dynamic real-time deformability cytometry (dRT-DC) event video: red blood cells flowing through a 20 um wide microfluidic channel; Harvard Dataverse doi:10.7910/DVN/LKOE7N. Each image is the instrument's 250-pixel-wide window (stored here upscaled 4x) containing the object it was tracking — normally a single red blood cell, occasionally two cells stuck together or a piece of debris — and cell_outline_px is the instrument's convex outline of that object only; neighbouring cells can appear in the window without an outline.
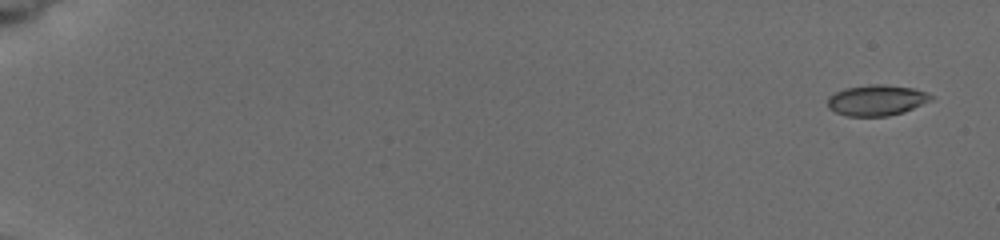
{"species": "common noctule bat (a hibernating species)", "species_latin": "Nyctalus noctula", "temperature_condition": "cold", "stored_images_in_passage": 13, "camera_frame_rate_fps": 3000, "um_per_image_px": 0.085, "animal": {"sex": "female", "body_mass_g": 19.5, "forearm_length_mm": 54.1}, "frame": {"image": 1, "passage_image": 1, "time_ms": 0.0, "image_size_px": [1000, 240], "cell_outline_px": [[936, 100], [904, 112], [888, 116], [848, 116], [836, 112], [828, 108], [828, 96], [844, 88], [872, 84], [884, 84], [912, 88], [928, 92], [936, 96]], "centroid_in_image_um": [74.6, 8.52], "position_along_channel_um": 10.4, "area_um2": 18.9}}
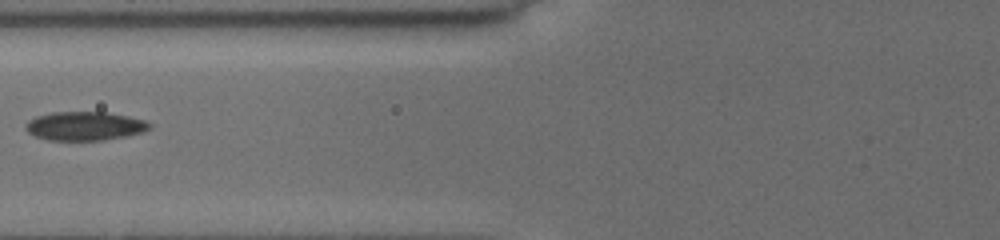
{"frame": {"image": 2, "passage_image": 10, "time_ms": 7.667, "image_size_px": [1000, 240], "cell_outline_px": [[152, 124], [148, 128], [140, 132], [124, 136], [104, 140], [48, 140], [36, 136], [28, 132], [24, 128], [24, 124], [28, 120], [36, 116], [52, 112], [104, 112], [128, 116], [144, 120]], "centroid_in_image_um": [7.14, 10.7], "position_along_channel_um": 118.7, "area_um2": 20.63}}
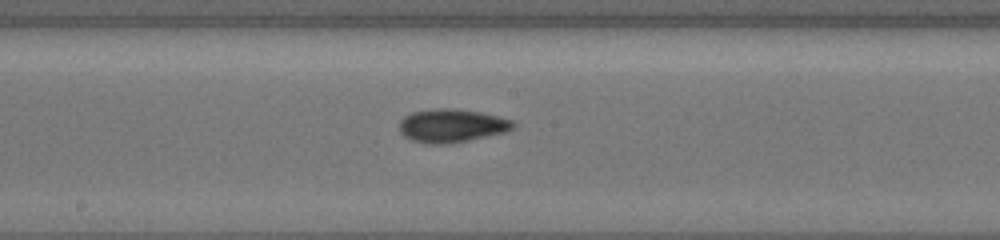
{"frame": {"image": 3, "passage_image": 13, "time_ms": 10.0, "image_size_px": [1000, 240], "cell_outline_px": [[516, 124], [512, 128], [504, 132], [468, 140], [444, 144], [432, 144], [412, 140], [404, 136], [400, 132], [400, 120], [404, 116], [412, 112], [436, 108], [452, 108], [480, 112], [512, 120]], "centroid_in_image_um": [38.36, 10.67], "position_along_channel_um": 209.8, "area_um2": 21.85}}